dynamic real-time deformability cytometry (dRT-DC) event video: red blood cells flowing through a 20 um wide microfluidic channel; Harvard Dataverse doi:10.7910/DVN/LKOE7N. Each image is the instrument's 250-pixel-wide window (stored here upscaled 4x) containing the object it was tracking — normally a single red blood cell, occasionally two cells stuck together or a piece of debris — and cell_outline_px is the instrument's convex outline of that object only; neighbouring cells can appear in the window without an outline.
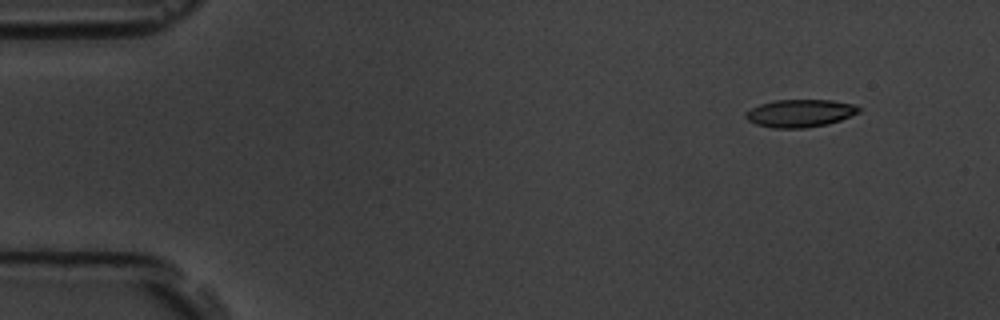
{"species": "common noctule bat (a hibernating species)", "species_latin": "Nyctalus noctula", "temperature_condition": "room temperature", "stored_images_in_passage": 4, "camera_frame_rate_fps": 3000, "um_per_image_px": 0.085, "animal": {"sex": "male", "body_mass_g": 19.5, "forearm_length_mm": 54.6}, "frame": {"image": 1, "passage_image": 1, "time_ms": 0.0, "image_size_px": [1000, 320], "cell_outline_px": [[860, 112], [840, 120], [828, 124], [804, 128], [772, 128], [756, 124], [748, 120], [744, 116], [744, 112], [760, 104], [776, 100], [832, 100], [856, 104], [860, 108]], "centroid_in_image_um": [68.01, 9.62], "position_along_channel_um": 17.0, "area_um2": 18.32}}
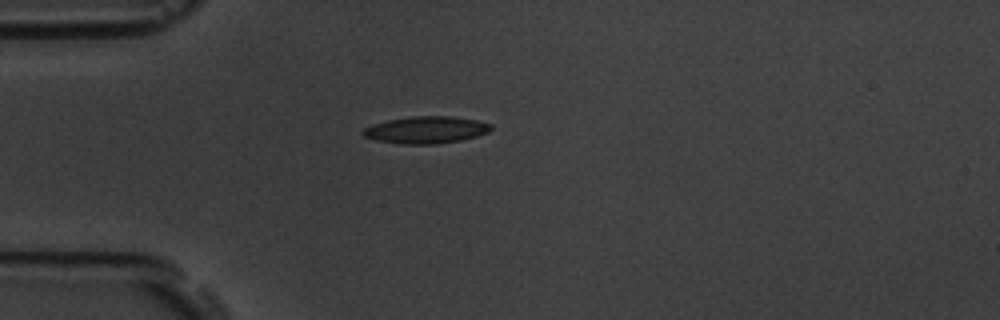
{"frame": {"image": 2, "passage_image": 4, "time_ms": 3.333, "image_size_px": [1000, 320], "cell_outline_px": [[492, 128], [488, 132], [476, 136], [460, 140], [436, 144], [400, 144], [376, 140], [364, 136], [360, 132], [364, 128], [372, 124], [388, 120], [412, 116], [452, 116], [476, 120], [492, 124]], "centroid_in_image_um": [36.19, 11.04], "position_along_channel_um": 48.8, "area_um2": 20.17}}